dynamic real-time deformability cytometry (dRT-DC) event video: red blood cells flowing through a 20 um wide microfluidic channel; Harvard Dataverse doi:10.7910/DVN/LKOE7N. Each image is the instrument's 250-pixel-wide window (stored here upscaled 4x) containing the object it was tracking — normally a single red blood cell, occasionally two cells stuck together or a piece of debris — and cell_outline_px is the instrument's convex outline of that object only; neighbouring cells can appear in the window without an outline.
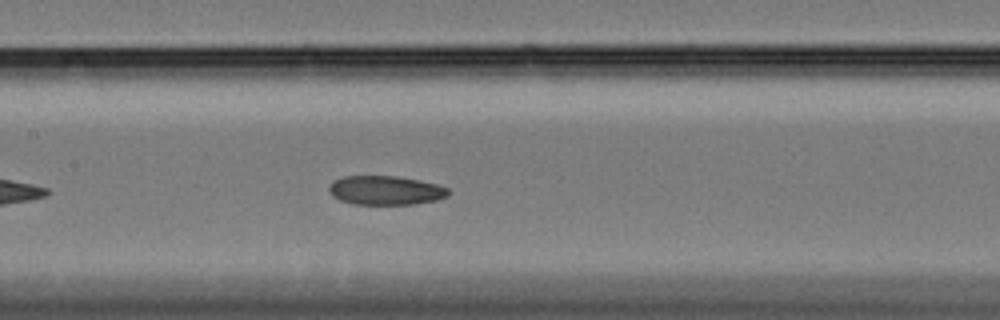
{"species": "Egyptian fruit bat (a non-hibernating species)", "species_latin": "Rousettus aegyptiacus", "temperature_condition": "cold", "stored_images_in_passage": 47, "camera_frame_rate_fps": 3000, "um_per_image_px": 0.085, "animal": {"sex": "female"}, "frame": {"image": 1, "passage_image": 15, "time_ms": 4.667, "image_size_px": [1000, 320], "cell_outline_px": [[452, 192], [448, 196], [436, 200], [416, 204], [352, 204], [340, 200], [332, 196], [328, 192], [328, 188], [332, 180], [344, 176], [396, 176], [420, 180], [436, 184], [448, 188]], "centroid_in_image_um": [32.76, 16.18], "position_along_channel_um": 174.6, "area_um2": 20.46}}
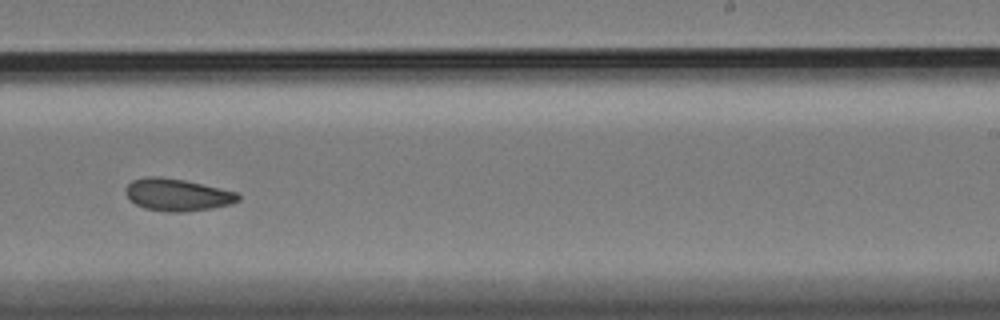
{"frame": {"image": 2, "passage_image": 24, "time_ms": 7.667, "image_size_px": [1000, 320], "cell_outline_px": [[240, 200], [232, 204], [212, 208], [180, 212], [168, 212], [144, 208], [128, 200], [124, 192], [128, 184], [132, 180], [148, 176], [160, 176], [184, 180], [236, 192], [240, 196]], "centroid_in_image_um": [15.03, 16.56], "position_along_channel_um": 274.0, "area_um2": 21.15}}
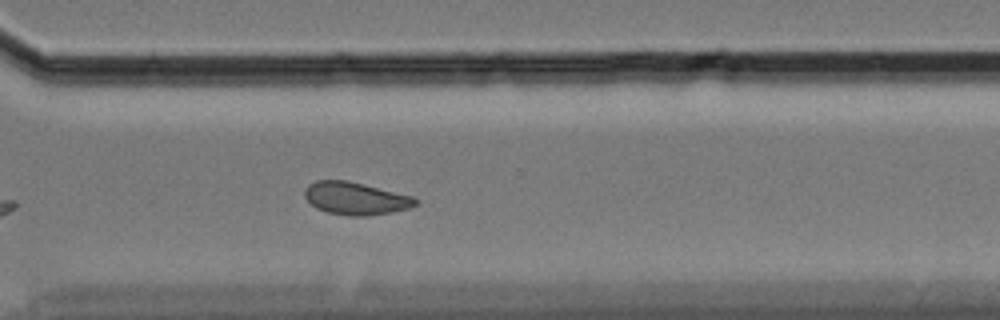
{"frame": {"image": 3, "passage_image": 30, "time_ms": 9.667, "image_size_px": [1000, 320], "cell_outline_px": [[416, 204], [408, 208], [392, 212], [368, 216], [348, 216], [328, 212], [316, 208], [304, 196], [304, 188], [308, 184], [316, 180], [344, 180], [412, 196], [416, 200]], "centroid_in_image_um": [30.17, 16.87], "position_along_channel_um": 340.4, "area_um2": 20.75}, "authors_computed_cell_mechanics": {"area_um2": 20.9814, "velocity_mm_per_s": 3.3237, "shape_relaxation_time_tau1_ms": null, "shape_relaxation_time_tau2_ms": 7.9831, "deformation_change_tau1": null, "deformation_change_tau2": 0.1212}}